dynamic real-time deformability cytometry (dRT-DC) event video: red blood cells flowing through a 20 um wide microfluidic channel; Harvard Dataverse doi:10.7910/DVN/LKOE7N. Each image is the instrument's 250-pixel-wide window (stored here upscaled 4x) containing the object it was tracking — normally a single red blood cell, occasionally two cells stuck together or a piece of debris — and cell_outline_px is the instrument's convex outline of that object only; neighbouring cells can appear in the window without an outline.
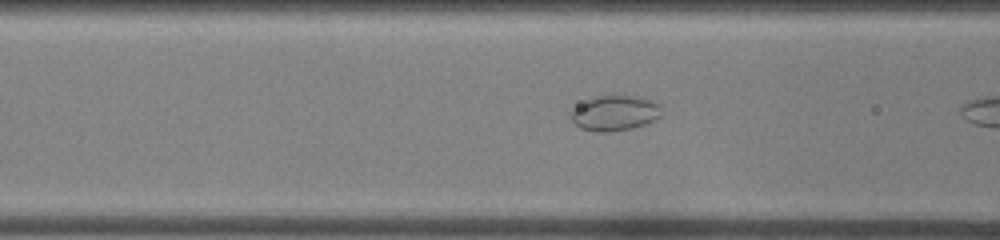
{"species": "common noctule bat (a hibernating species)", "species_latin": "Nyctalus noctula", "temperature_condition": "room temperature", "stored_images_in_passage": 18, "camera_frame_rate_fps": 3000, "um_per_image_px": 0.085, "animal": {"sex": "female", "body_mass_g": 22.0, "forearm_length_mm": 56.7}, "frame": {"image": 1, "passage_image": 13, "time_ms": 4.0, "image_size_px": [1000, 240], "cell_outline_px": [[660, 116], [644, 124], [632, 128], [612, 132], [596, 132], [580, 128], [568, 116], [568, 112], [580, 104], [596, 96], [636, 96], [652, 100], [660, 104]], "centroid_in_image_um": [52.22, 9.62], "position_along_channel_um": 114.4, "area_um2": 18.55}}
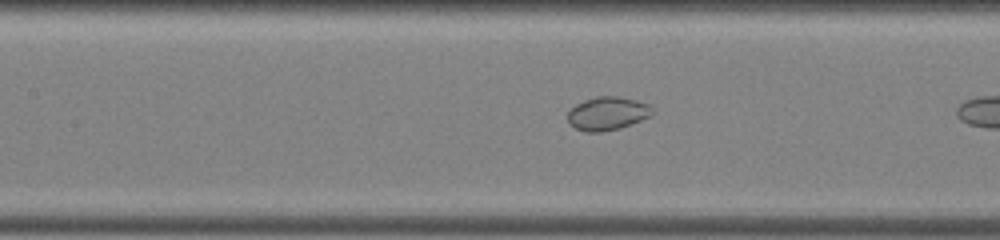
{"frame": {"image": 2, "passage_image": 16, "time_ms": 5.0, "image_size_px": [1000, 240], "cell_outline_px": [[652, 116], [620, 128], [600, 132], [584, 132], [568, 124], [568, 112], [576, 104], [584, 100], [596, 96], [616, 96], [648, 104], [652, 108]], "centroid_in_image_um": [51.6, 9.66], "position_along_channel_um": 155.8, "area_um2": 16.36}}